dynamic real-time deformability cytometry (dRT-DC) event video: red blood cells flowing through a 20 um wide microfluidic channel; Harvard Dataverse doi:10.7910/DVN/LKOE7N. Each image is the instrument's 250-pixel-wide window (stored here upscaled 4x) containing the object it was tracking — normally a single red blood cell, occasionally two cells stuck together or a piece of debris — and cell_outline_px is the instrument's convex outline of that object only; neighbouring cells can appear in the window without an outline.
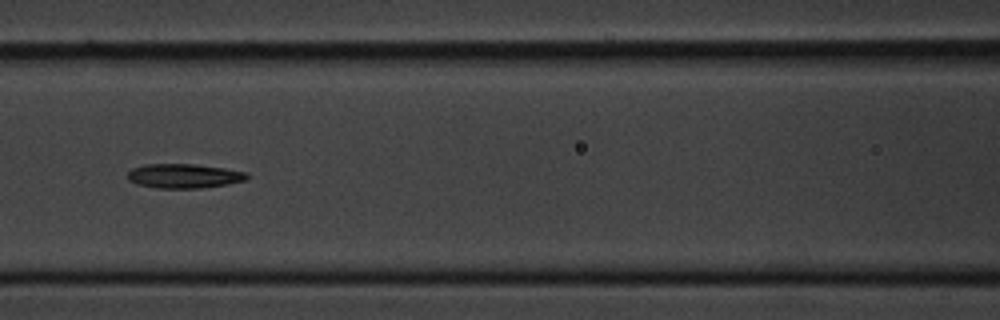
{"species": "common noctule bat (a hibernating species)", "species_latin": "Nyctalus noctula", "temperature_condition": "cold", "stored_images_in_passage": 11, "camera_frame_rate_fps": 3000, "um_per_image_px": 0.085, "animal": {"sex": "male", "body_mass_g": 20.1, "forearm_length_mm": 53.5}, "frame": {"image": 1, "passage_image": 7, "time_ms": 7.667, "image_size_px": [1000, 320], "cell_outline_px": [[248, 176], [244, 180], [228, 184], [204, 188], [160, 188], [136, 184], [128, 180], [128, 172], [132, 168], [144, 164], [192, 164], [224, 168], [248, 172]], "centroid_in_image_um": [15.62, 14.95], "position_along_channel_um": 151.0, "area_um2": 16.94}}
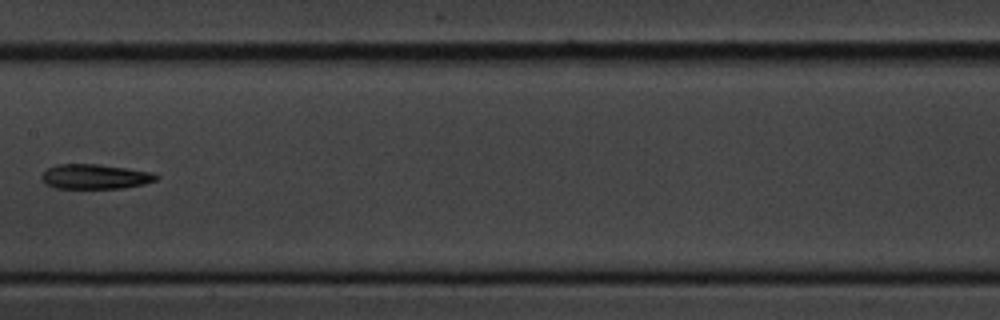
{"frame": {"image": 2, "passage_image": 8, "time_ms": 9.0, "image_size_px": [1000, 320], "cell_outline_px": [[160, 176], [156, 180], [144, 184], [124, 188], [56, 188], [44, 184], [40, 180], [40, 176], [48, 168], [56, 164], [96, 164], [128, 168], [152, 172]], "centroid_in_image_um": [8.06, 15.01], "position_along_channel_um": 199.3, "area_um2": 16.7}}
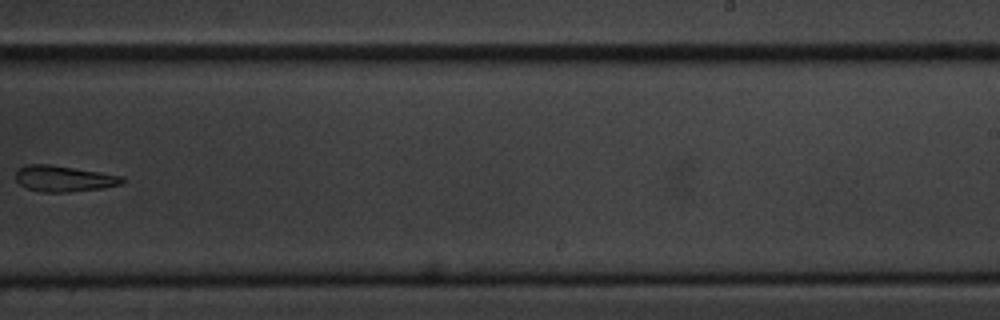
{"frame": {"image": 3, "passage_image": 10, "time_ms": 11.333, "image_size_px": [1000, 320], "cell_outline_px": [[124, 180], [120, 184], [100, 188], [68, 192], [44, 192], [28, 188], [20, 184], [16, 180], [16, 172], [20, 168], [28, 164], [48, 164], [124, 176]], "centroid_in_image_um": [5.41, 15.18], "position_along_channel_um": 283.6, "area_um2": 15.78}}